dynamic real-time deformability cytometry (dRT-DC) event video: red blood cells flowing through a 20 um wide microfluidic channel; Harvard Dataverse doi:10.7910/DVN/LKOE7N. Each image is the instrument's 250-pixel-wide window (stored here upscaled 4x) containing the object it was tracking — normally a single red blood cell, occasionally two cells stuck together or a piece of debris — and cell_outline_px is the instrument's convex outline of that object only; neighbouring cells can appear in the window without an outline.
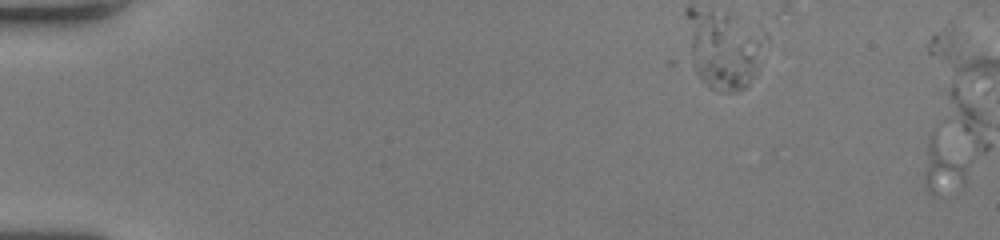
{"species": "human", "species_latin": "Homo sapiens", "temperature_condition": "room temperature", "stored_images_in_passage": 6, "camera_frame_rate_fps": 3000, "um_per_image_px": 0.085, "donor": {"sex": "female"}, "frame": {"image": 1, "passage_image": 1, "time_ms": 0.0, "image_size_px": [1000, 240], "cell_outline_px": [[968, 164], [964, 188], [956, 196], [936, 196], [928, 192], [924, 188], [924, 172], [928, 132], [936, 128]], "centroid_in_image_um": [80.18, 14.2], "position_along_channel_um": 4.8, "area_um2": 15.55}}